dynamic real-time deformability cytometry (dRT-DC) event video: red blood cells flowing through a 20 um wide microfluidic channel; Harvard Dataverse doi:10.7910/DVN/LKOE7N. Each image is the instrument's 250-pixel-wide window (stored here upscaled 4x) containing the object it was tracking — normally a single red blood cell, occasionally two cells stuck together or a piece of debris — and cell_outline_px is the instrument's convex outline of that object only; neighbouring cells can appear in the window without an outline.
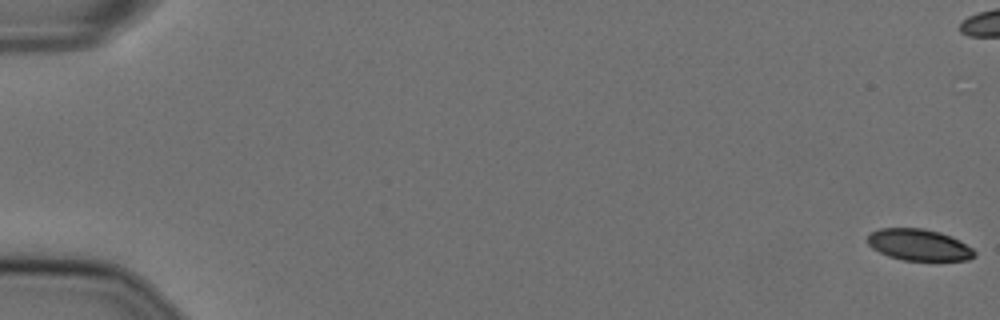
{"species": "Egyptian fruit bat (a non-hibernating species)", "species_latin": "Rousettus aegyptiacus", "temperature_condition": "cold", "stored_images_in_passage": 43, "camera_frame_rate_fps": 3000, "um_per_image_px": 0.085, "animal": {"sex": "female"}, "frame": {"image": 1, "passage_image": 1, "time_ms": 0.0, "image_size_px": [1000, 320], "cell_outline_px": [[976, 256], [968, 260], [936, 264], [904, 260], [888, 256], [872, 248], [868, 244], [868, 236], [872, 232], [880, 228], [924, 228], [940, 232], [952, 236], [960, 240], [972, 248], [976, 252]], "centroid_in_image_um": [78.2, 20.87], "position_along_channel_um": 6.8, "area_um2": 20.58}}
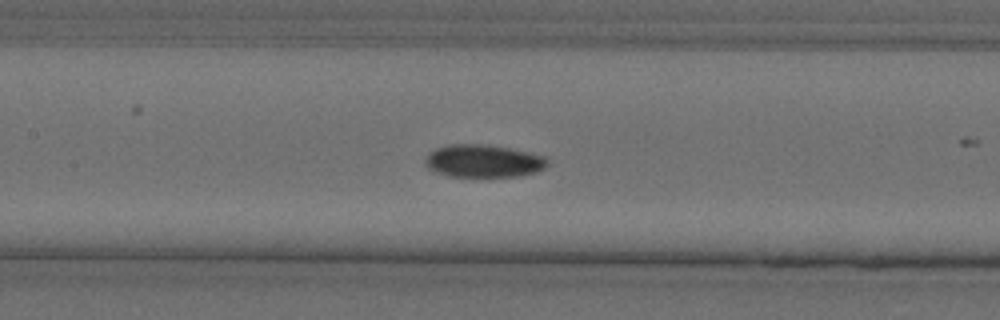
{"frame": {"image": 2, "passage_image": 28, "time_ms": 9.0, "image_size_px": [1000, 320], "cell_outline_px": [[548, 164], [544, 168], [536, 172], [520, 176], [448, 176], [436, 172], [428, 168], [424, 164], [424, 160], [436, 148], [448, 144], [484, 144], [508, 148], [528, 152], [544, 156], [548, 160]], "centroid_in_image_um": [41.09, 13.68], "position_along_channel_um": 166.3, "area_um2": 23.18}}
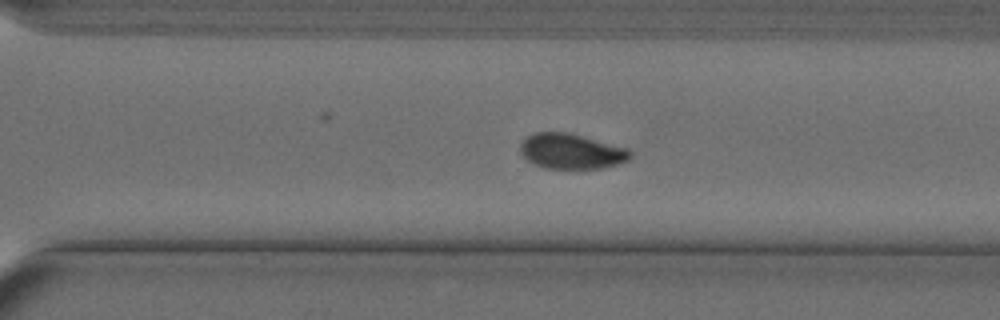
{"frame": {"image": 3, "passage_image": 41, "time_ms": 13.333, "image_size_px": [1000, 320], "cell_outline_px": [[632, 156], [628, 160], [616, 164], [600, 168], [544, 168], [532, 164], [520, 152], [520, 144], [528, 136], [536, 132], [568, 132], [628, 148], [632, 152]], "centroid_in_image_um": [48.56, 12.86], "position_along_channel_um": 322.0, "area_um2": 22.48}}